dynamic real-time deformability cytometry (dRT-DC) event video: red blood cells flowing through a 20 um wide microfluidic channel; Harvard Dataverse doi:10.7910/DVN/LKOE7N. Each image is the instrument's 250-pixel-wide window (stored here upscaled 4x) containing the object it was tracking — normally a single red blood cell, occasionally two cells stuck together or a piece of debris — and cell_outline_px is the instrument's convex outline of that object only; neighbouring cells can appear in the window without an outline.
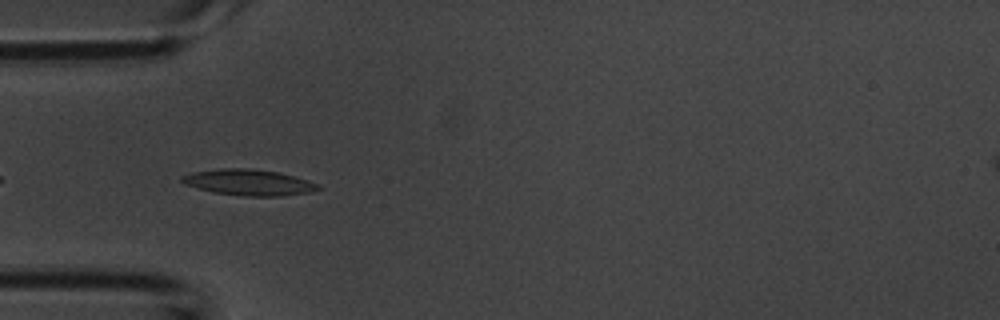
{"species": "common noctule bat (a hibernating species)", "species_latin": "Nyctalus noctula", "temperature_condition": "room temperature", "stored_images_in_passage": 26, "camera_frame_rate_fps": 3000, "um_per_image_px": 0.085, "animal": {"sex": "male", "body_mass_g": 20.1, "forearm_length_mm": 53.5}, "frame": {"image": 1, "passage_image": 3, "time_ms": 0.667, "image_size_px": [1000, 320], "cell_outline_px": [[320, 188], [312, 192], [280, 196], [244, 196], [212, 192], [184, 184], [180, 180], [180, 176], [192, 172], [220, 168], [248, 168], [280, 172], [308, 180], [316, 184]], "centroid_in_image_um": [21.11, 15.5], "position_along_channel_um": 63.9, "area_um2": 20.69}}
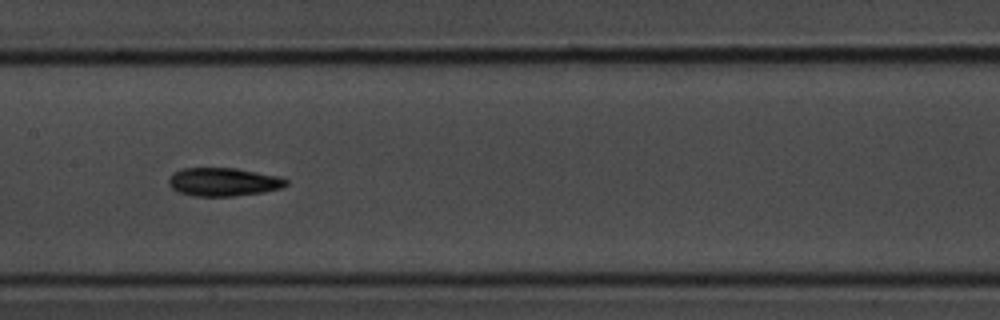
{"frame": {"image": 2, "passage_image": 13, "time_ms": 4.0, "image_size_px": [1000, 320], "cell_outline_px": [[288, 184], [284, 188], [264, 192], [236, 196], [192, 196], [176, 192], [168, 184], [168, 180], [172, 172], [180, 168], [236, 168], [284, 176], [288, 180]], "centroid_in_image_um": [19.02, 15.46], "position_along_channel_um": 188.4, "area_um2": 20.0}}
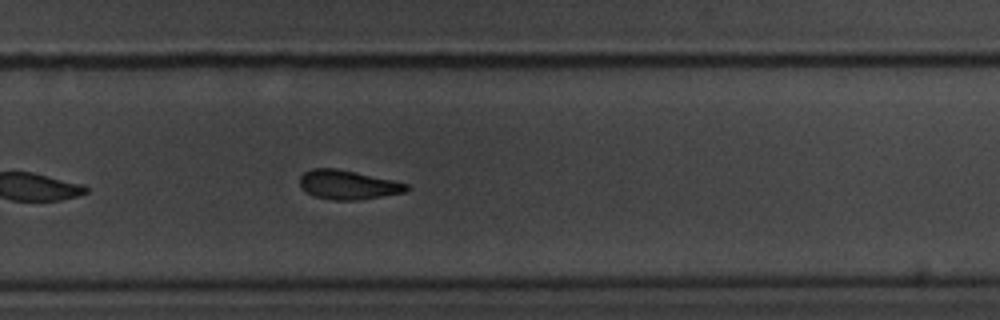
{"frame": {"image": 3, "passage_image": 22, "time_ms": 7.0, "image_size_px": [1000, 320], "cell_outline_px": [[412, 188], [408, 192], [356, 200], [332, 200], [316, 196], [300, 188], [300, 176], [304, 172], [312, 168], [336, 168], [392, 180], [408, 184]], "centroid_in_image_um": [29.6, 15.7], "position_along_channel_um": 300.2, "area_um2": 18.09}}